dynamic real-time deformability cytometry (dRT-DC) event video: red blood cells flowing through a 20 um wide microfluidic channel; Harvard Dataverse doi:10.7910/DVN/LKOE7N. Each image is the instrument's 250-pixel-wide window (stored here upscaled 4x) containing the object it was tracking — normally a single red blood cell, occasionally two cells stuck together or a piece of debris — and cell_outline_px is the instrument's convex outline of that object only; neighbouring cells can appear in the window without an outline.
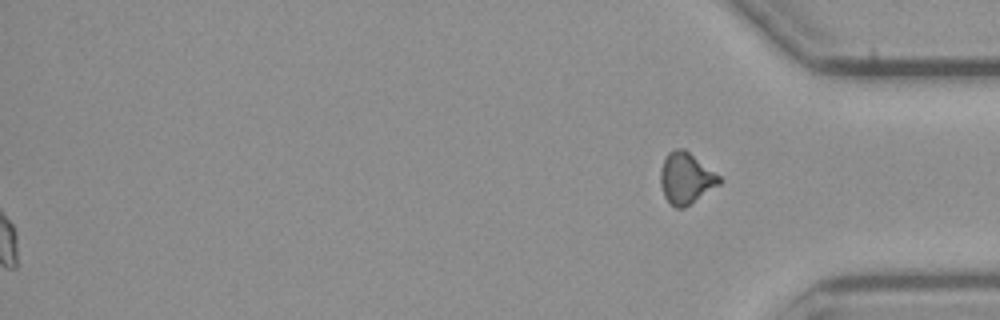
{"species": "common noctule bat (a hibernating species)", "species_latin": "Nyctalus noctula", "temperature_condition": "cold", "stored_images_in_passage": 40, "segment_of_instrument_passage": [2, 2], "camera_frame_rate_fps": 3000, "um_per_image_px": 0.085, "animal": {"sex": "male", "body_mass_g": 23.1, "forearm_length_mm": 52.7}, "frame": {"image": 1, "passage_image": 40, "time_ms": 13.0, "image_size_px": [1000, 320], "cell_outline_px": [[724, 180], [720, 184], [684, 208], [676, 208], [664, 196], [660, 184], [660, 172], [664, 160], [668, 152], [676, 148], [684, 148], [720, 176]], "centroid_in_image_um": [58.31, 15.14], "position_along_channel_um": 376.9, "area_um2": 17.46}}